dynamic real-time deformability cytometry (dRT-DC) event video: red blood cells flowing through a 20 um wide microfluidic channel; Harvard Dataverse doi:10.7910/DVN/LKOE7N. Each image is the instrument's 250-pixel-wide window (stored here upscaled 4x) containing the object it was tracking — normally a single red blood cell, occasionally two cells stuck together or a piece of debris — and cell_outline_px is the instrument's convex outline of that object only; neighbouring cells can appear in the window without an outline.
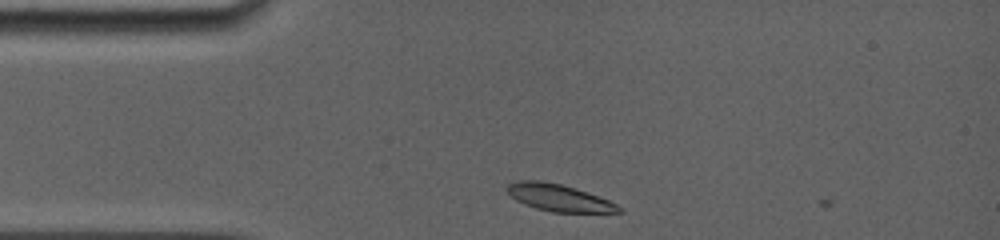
{"species": "common noctule bat (a hibernating species)", "species_latin": "Nyctalus noctula", "temperature_condition": "room temperature", "stored_images_in_passage": 3, "camera_frame_rate_fps": 5000, "um_per_image_px": 0.085, "animal": {"sex": "female", "body_mass_g": 19.0, "forearm_length_mm": 56.7}, "frame": {"image": 1, "passage_image": 2, "time_ms": 0.2, "image_size_px": [1000, 240], "cell_outline_px": [[624, 212], [552, 212], [536, 208], [524, 204], [516, 200], [504, 188], [512, 180], [540, 180], [560, 184], [588, 192], [608, 200], [624, 208]], "centroid_in_image_um": [47.48, 16.8], "position_along_channel_um": 37.5, "area_um2": 17.63}}